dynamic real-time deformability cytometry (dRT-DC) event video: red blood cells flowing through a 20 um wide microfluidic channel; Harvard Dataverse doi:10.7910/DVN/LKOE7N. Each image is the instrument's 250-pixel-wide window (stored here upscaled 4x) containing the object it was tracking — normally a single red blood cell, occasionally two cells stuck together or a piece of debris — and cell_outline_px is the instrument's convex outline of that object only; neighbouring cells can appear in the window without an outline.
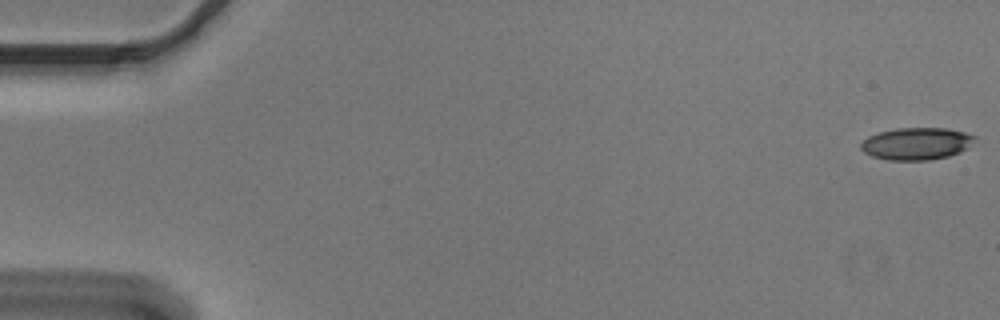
{"species": "Egyptian fruit bat (a non-hibernating species)", "species_latin": "Rousettus aegyptiacus", "temperature_condition": "cold", "stored_images_in_passage": 55, "camera_frame_rate_fps": 3000, "um_per_image_px": 0.085, "animal": {"sex": "male"}, "frame": {"image": 1, "passage_image": 1, "time_ms": 0.0, "image_size_px": [1000, 320], "cell_outline_px": [[976, 140], [968, 148], [960, 152], [948, 156], [928, 160], [888, 160], [872, 156], [864, 152], [860, 148], [860, 144], [868, 136], [880, 132], [896, 128], [948, 128], [964, 132], [976, 136]], "centroid_in_image_um": [77.92, 12.21], "position_along_channel_um": 7.1, "area_um2": 21.44}}
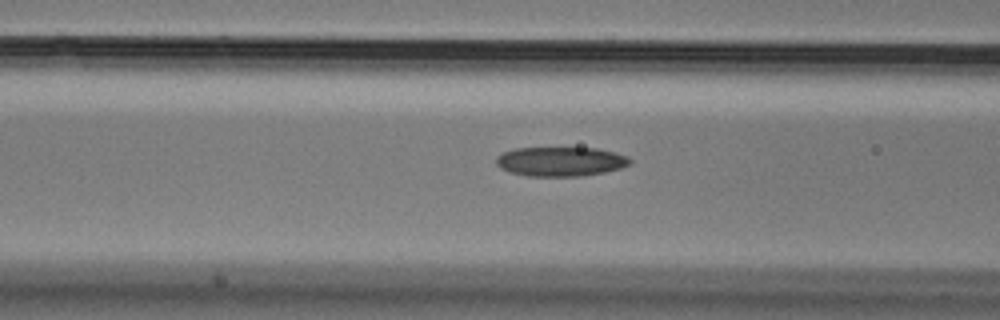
{"frame": {"image": 2, "passage_image": 22, "time_ms": 7.0, "image_size_px": [1000, 320], "cell_outline_px": [[632, 160], [628, 164], [620, 168], [604, 172], [580, 176], [528, 176], [508, 172], [500, 168], [496, 164], [496, 156], [504, 152], [516, 148], [596, 148], [616, 152], [628, 156]], "centroid_in_image_um": [47.63, 13.73], "position_along_channel_um": 119.0, "area_um2": 22.95}}
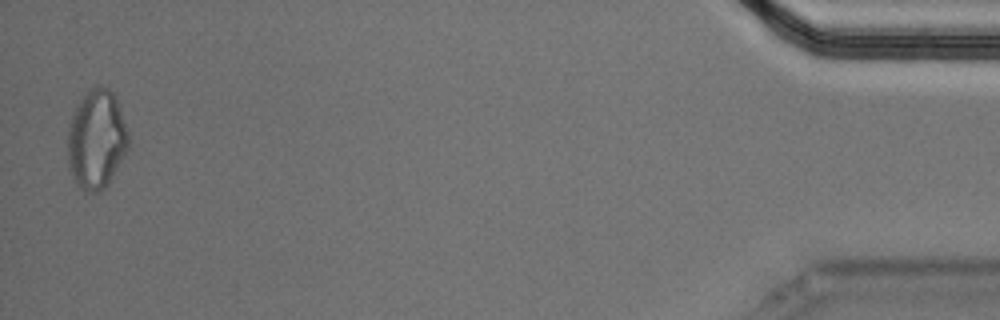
{"frame": {"image": 3, "passage_image": 54, "time_ms": 17.667, "image_size_px": [1000, 320], "cell_outline_px": [[128, 148], [108, 184], [100, 192], [84, 192], [76, 184], [68, 168], [68, 124], [76, 104], [96, 84], [100, 84], [108, 88], [112, 92], [116, 100], [128, 132]], "centroid_in_image_um": [8.17, 11.87], "position_along_channel_um": 427.0, "area_um2": 35.08}, "authors_computed_cell_mechanics": {"area_um2": 23.0622, "velocity_mm_per_s": 3.6843, "shape_relaxation_time_tau1_ms": null, "shape_relaxation_time_tau2_ms": 8.0913, "deformation_change_tau1": null, "deformation_change_tau2": 0.1767}}